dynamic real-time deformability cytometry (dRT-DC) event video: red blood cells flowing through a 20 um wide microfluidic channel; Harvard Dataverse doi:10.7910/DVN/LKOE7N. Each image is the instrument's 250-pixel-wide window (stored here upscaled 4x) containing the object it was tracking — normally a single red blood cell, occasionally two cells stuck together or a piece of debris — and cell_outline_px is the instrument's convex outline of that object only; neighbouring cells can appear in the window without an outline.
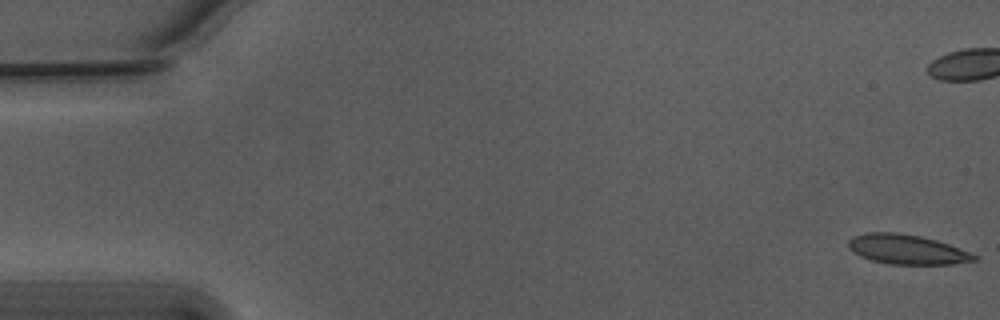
{"species": "Egyptian fruit bat (a non-hibernating species)", "species_latin": "Rousettus aegyptiacus", "temperature_condition": "warm", "stored_images_in_passage": 56, "camera_frame_rate_fps": 3000, "um_per_image_px": 0.085, "animal": {"sex": "male"}, "frame": {"image": 1, "passage_image": 1, "time_ms": 0.0, "image_size_px": [1000, 320], "cell_outline_px": [[980, 256], [976, 260], [952, 264], [888, 264], [872, 260], [860, 256], [852, 252], [848, 248], [848, 240], [852, 236], [868, 232], [896, 232], [920, 236], [936, 240], [948, 244]], "centroid_in_image_um": [77.06, 21.2], "position_along_channel_um": 7.9, "area_um2": 21.79}}
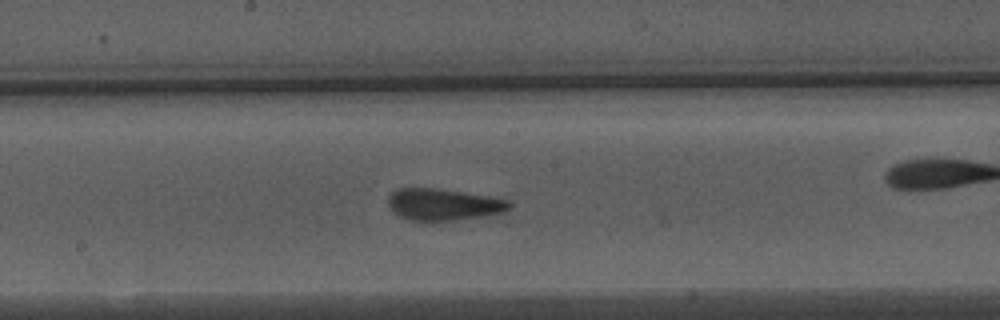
{"frame": {"image": 2, "passage_image": 29, "time_ms": 9.333, "image_size_px": [1000, 320], "cell_outline_px": [[512, 208], [504, 212], [432, 224], [408, 220], [400, 216], [388, 208], [388, 196], [392, 192], [400, 188], [432, 188], [488, 196], [508, 200], [512, 204]], "centroid_in_image_um": [37.64, 17.42], "position_along_channel_um": 210.6, "area_um2": 22.83}}
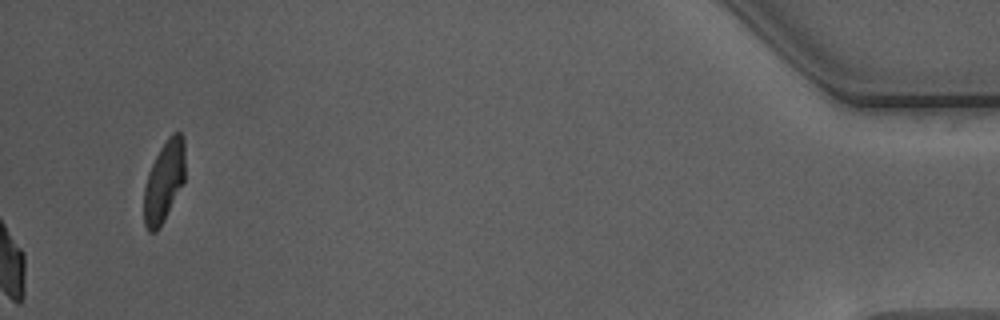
{"frame": {"image": 3, "passage_image": 56, "time_ms": 18.333, "image_size_px": [1000, 320], "cell_outline_px": [[184, 184], [160, 228], [156, 232], [148, 232], [144, 224], [144, 188], [148, 172], [160, 148], [168, 136], [172, 132], [180, 132], [184, 136]], "centroid_in_image_um": [13.95, 15.43], "position_along_channel_um": 421.3, "area_um2": 19.71}, "authors_computed_cell_mechanics": {"area_um2": 22.1085, "velocity_mm_per_s": 3.7459, "shape_relaxation_time_tau1_ms": 4.6153, "shape_relaxation_time_tau2_ms": 1.1069, "deformation_change_tau1": 0.1807, "deformation_change_tau2": 0.0959}}